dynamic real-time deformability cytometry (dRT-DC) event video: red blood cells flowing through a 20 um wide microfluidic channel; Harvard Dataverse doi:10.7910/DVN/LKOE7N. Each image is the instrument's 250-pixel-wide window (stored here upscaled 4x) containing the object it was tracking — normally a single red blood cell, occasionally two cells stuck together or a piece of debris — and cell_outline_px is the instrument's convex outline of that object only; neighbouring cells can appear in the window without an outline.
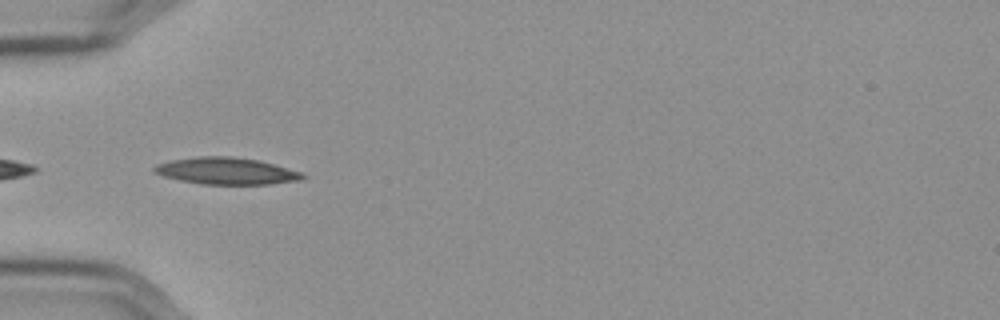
{"species": "Egyptian fruit bat (a non-hibernating species)", "species_latin": "Rousettus aegyptiacus", "temperature_condition": "cold", "stored_images_in_passage": 33, "camera_frame_rate_fps": 3000, "um_per_image_px": 0.085, "frame": {"image": 1, "passage_image": 1, "time_ms": 0.0, "image_size_px": [1000, 320], "cell_outline_px": [[308, 176], [300, 180], [268, 184], [200, 184], [180, 180], [164, 176], [152, 172], [152, 168], [156, 164], [172, 160], [200, 156], [232, 156], [260, 160], [300, 172]], "centroid_in_image_um": [19.22, 14.53], "position_along_channel_um": 65.8, "area_um2": 23.18}, "authors_computed_cell_mechanics": {"area_um2": 21.386, "velocity_mm_per_s": 3.5907, "shape_relaxation_time_tau1_ms": 10.0154, "shape_relaxation_time_tau2_ms": 5.1428, "deformation_change_tau1": 0.2475, "deformation_change_tau2": 0.133}}